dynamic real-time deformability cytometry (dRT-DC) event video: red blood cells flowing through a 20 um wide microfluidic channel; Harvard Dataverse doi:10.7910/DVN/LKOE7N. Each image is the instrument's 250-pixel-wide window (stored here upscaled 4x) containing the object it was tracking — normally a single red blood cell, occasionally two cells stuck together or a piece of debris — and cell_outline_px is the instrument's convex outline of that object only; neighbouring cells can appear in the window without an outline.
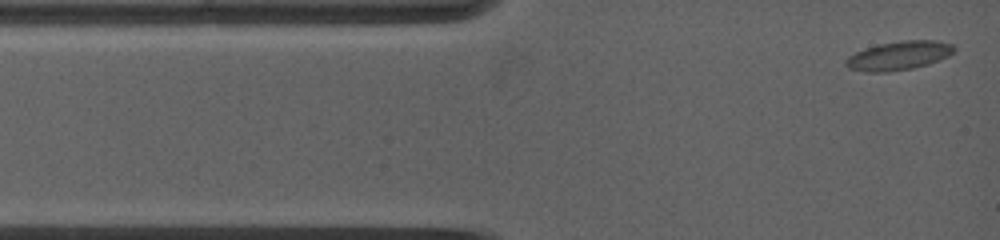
{"species": "common noctule bat (a hibernating species)", "species_latin": "Nyctalus noctula", "temperature_condition": "warm", "stored_images_in_passage": 30, "camera_frame_rate_fps": 5000, "um_per_image_px": 0.085, "animal": {"sex": "female", "body_mass_g": 19.0, "forearm_length_mm": 53.3}, "frame": {"image": 1, "passage_image": 1, "time_ms": 0.0, "image_size_px": [1000, 240], "cell_outline_px": [[956, 48], [948, 56], [928, 64], [912, 68], [888, 72], [864, 72], [848, 68], [844, 64], [844, 60], [848, 56], [864, 48], [880, 44], [900, 40], [936, 40], [952, 44]], "centroid_in_image_um": [76.36, 4.73], "position_along_channel_um": 8.6, "area_um2": 18.26}}
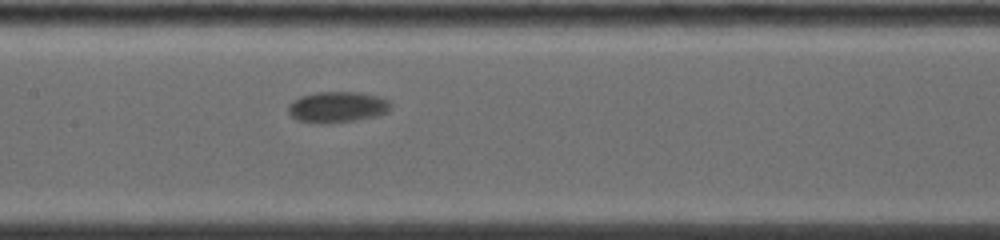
{"frame": {"image": 2, "passage_image": 18, "time_ms": 6.0, "image_size_px": [1000, 240], "cell_outline_px": [[392, 108], [388, 112], [376, 116], [356, 120], [324, 124], [320, 124], [296, 120], [288, 112], [288, 104], [292, 100], [300, 96], [316, 92], [356, 92], [380, 96], [388, 100], [392, 104]], "centroid_in_image_um": [28.67, 9.1], "position_along_channel_um": 178.7, "area_um2": 18.79}}
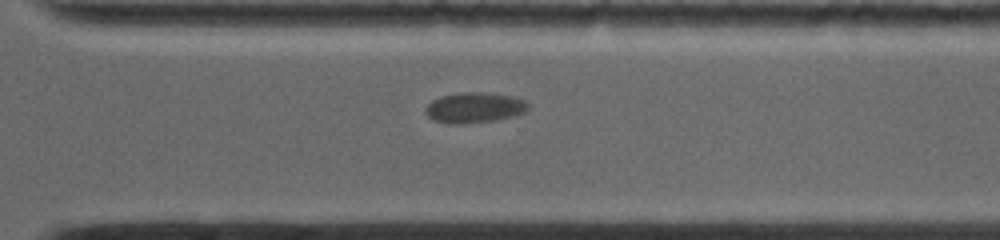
{"frame": {"image": 3, "passage_image": 30, "time_ms": 10.2, "image_size_px": [1000, 240], "cell_outline_px": [[532, 104], [524, 112], [516, 116], [492, 120], [464, 124], [448, 124], [432, 120], [424, 112], [424, 108], [432, 100], [440, 96], [460, 92], [484, 92], [512, 96], [524, 100]], "centroid_in_image_um": [40.31, 9.15], "position_along_channel_um": 330.3, "area_um2": 18.5}}